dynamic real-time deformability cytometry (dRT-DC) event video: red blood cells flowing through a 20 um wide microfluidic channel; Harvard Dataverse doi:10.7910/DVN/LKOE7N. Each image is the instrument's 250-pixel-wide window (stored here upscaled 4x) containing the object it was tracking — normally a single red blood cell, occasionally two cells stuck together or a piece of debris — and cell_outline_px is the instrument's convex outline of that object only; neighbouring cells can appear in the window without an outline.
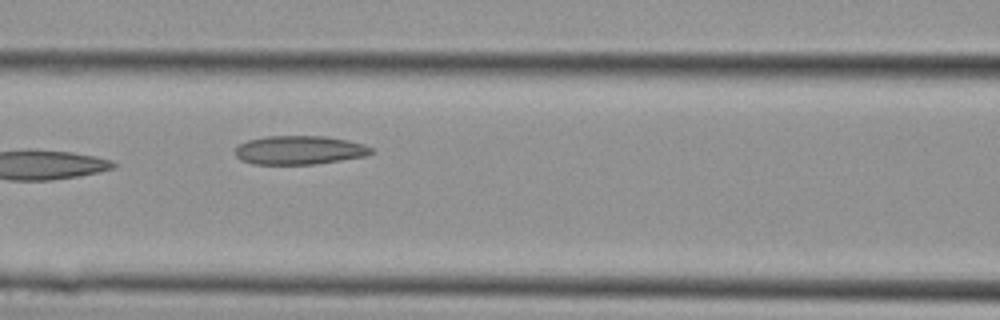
{"species": "Egyptian fruit bat (a non-hibernating species)", "species_latin": "Rousettus aegyptiacus", "temperature_condition": "cold", "stored_images_in_passage": 15, "camera_frame_rate_fps": 3000, "um_per_image_px": 0.085, "animal": {"sex": "female"}, "frame": {"image": 1, "passage_image": 5, "time_ms": 1.333, "image_size_px": [1000, 320], "cell_outline_px": [[376, 152], [364, 156], [316, 164], [252, 164], [240, 160], [236, 156], [236, 144], [248, 140], [264, 136], [324, 136], [348, 140], [364, 144], [372, 148]], "centroid_in_image_um": [25.43, 12.75], "position_along_channel_um": 141.2, "area_um2": 22.95}}